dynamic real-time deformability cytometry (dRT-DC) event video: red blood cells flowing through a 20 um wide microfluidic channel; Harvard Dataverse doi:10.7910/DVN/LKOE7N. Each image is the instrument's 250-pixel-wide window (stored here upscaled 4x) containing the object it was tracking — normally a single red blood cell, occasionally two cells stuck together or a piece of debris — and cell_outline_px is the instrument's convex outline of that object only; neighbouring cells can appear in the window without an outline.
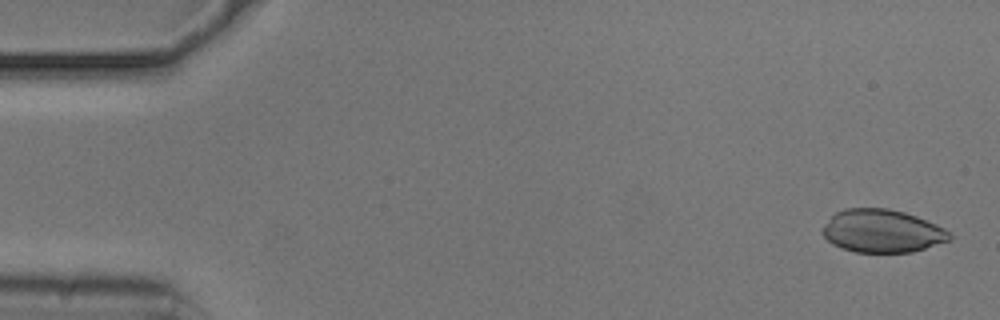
{"species": "common noctule bat (a hibernating species)", "species_latin": "Nyctalus noctula", "temperature_condition": "cold", "stored_images_in_passage": 53, "camera_frame_rate_fps": 3000, "um_per_image_px": 0.085, "animal": {"sex": "male", "body_mass_g": 20.5, "forearm_length_mm": 52.5}, "frame": {"image": 1, "passage_image": 2, "time_ms": 0.333, "image_size_px": [1000, 320], "cell_outline_px": [[952, 240], [912, 252], [856, 252], [840, 248], [832, 244], [820, 232], [824, 224], [836, 212], [844, 208], [888, 208], [904, 212], [916, 216], [936, 224], [944, 228], [952, 236]], "centroid_in_image_um": [74.97, 19.64], "position_along_channel_um": 10.0, "area_um2": 31.96}}